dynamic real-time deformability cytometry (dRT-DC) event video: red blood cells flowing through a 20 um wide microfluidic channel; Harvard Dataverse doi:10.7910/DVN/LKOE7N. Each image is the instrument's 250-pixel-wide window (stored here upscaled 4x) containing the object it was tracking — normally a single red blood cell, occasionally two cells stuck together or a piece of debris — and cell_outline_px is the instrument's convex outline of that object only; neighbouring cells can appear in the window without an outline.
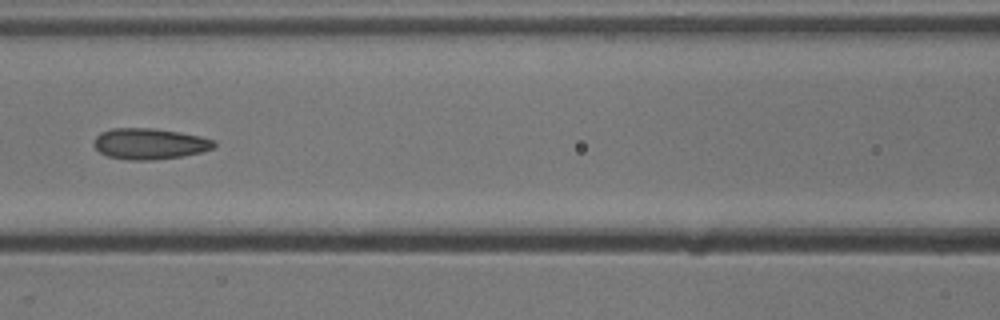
{"species": "common noctule bat (a hibernating species)", "species_latin": "Nyctalus noctula", "temperature_condition": "cold", "stored_images_in_passage": 20, "camera_frame_rate_fps": 3000, "um_per_image_px": 0.085, "animal": {"sex": "male", "body_mass_g": 13.3}, "frame": {"image": 1, "passage_image": 12, "time_ms": 3.667, "image_size_px": [1000, 320], "cell_outline_px": [[216, 144], [212, 148], [200, 152], [184, 156], [152, 160], [128, 160], [108, 156], [100, 152], [92, 144], [96, 136], [100, 132], [112, 128], [152, 128], [200, 136], [216, 140]], "centroid_in_image_um": [12.69, 12.22], "position_along_channel_um": 153.9, "area_um2": 21.68}}
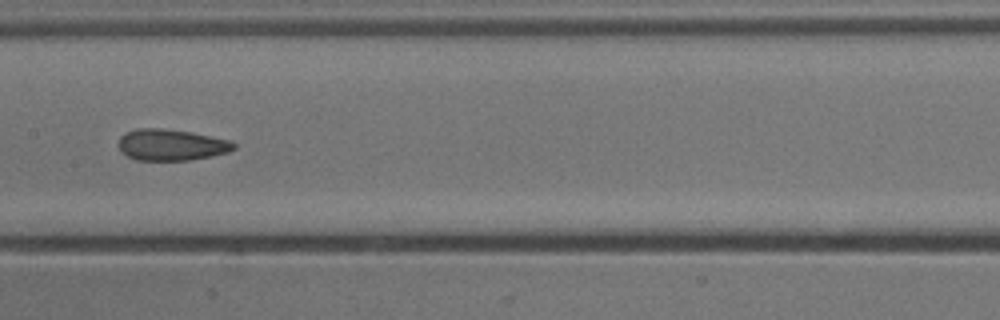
{"frame": {"image": 2, "passage_image": 15, "time_ms": 4.667, "image_size_px": [1000, 320], "cell_outline_px": [[236, 148], [228, 152], [188, 160], [136, 160], [120, 152], [120, 136], [124, 132], [136, 128], [160, 128], [192, 132], [228, 140], [236, 144]], "centroid_in_image_um": [14.52, 12.3], "position_along_channel_um": 192.9, "area_um2": 20.92}}